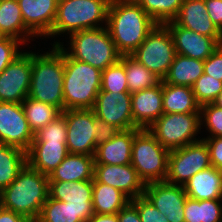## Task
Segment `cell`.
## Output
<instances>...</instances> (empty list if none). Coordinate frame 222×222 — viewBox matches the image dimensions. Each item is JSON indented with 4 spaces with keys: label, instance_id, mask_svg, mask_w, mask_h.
I'll use <instances>...</instances> for the list:
<instances>
[{
    "label": "cell",
    "instance_id": "cell-1",
    "mask_svg": "<svg viewBox=\"0 0 222 222\" xmlns=\"http://www.w3.org/2000/svg\"><path fill=\"white\" fill-rule=\"evenodd\" d=\"M156 26L135 0L110 1L106 27L121 55H131Z\"/></svg>",
    "mask_w": 222,
    "mask_h": 222
},
{
    "label": "cell",
    "instance_id": "cell-21",
    "mask_svg": "<svg viewBox=\"0 0 222 222\" xmlns=\"http://www.w3.org/2000/svg\"><path fill=\"white\" fill-rule=\"evenodd\" d=\"M134 124L147 129L163 114L162 80L155 87L131 93Z\"/></svg>",
    "mask_w": 222,
    "mask_h": 222
},
{
    "label": "cell",
    "instance_id": "cell-34",
    "mask_svg": "<svg viewBox=\"0 0 222 222\" xmlns=\"http://www.w3.org/2000/svg\"><path fill=\"white\" fill-rule=\"evenodd\" d=\"M157 23L172 21L178 14L184 0H135Z\"/></svg>",
    "mask_w": 222,
    "mask_h": 222
},
{
    "label": "cell",
    "instance_id": "cell-46",
    "mask_svg": "<svg viewBox=\"0 0 222 222\" xmlns=\"http://www.w3.org/2000/svg\"><path fill=\"white\" fill-rule=\"evenodd\" d=\"M117 214L118 222H141L137 208L131 201Z\"/></svg>",
    "mask_w": 222,
    "mask_h": 222
},
{
    "label": "cell",
    "instance_id": "cell-37",
    "mask_svg": "<svg viewBox=\"0 0 222 222\" xmlns=\"http://www.w3.org/2000/svg\"><path fill=\"white\" fill-rule=\"evenodd\" d=\"M101 90L108 92H129L124 65L118 61L102 71Z\"/></svg>",
    "mask_w": 222,
    "mask_h": 222
},
{
    "label": "cell",
    "instance_id": "cell-9",
    "mask_svg": "<svg viewBox=\"0 0 222 222\" xmlns=\"http://www.w3.org/2000/svg\"><path fill=\"white\" fill-rule=\"evenodd\" d=\"M175 55L173 39L165 24H157L144 42L131 54L161 80L167 76Z\"/></svg>",
    "mask_w": 222,
    "mask_h": 222
},
{
    "label": "cell",
    "instance_id": "cell-4",
    "mask_svg": "<svg viewBox=\"0 0 222 222\" xmlns=\"http://www.w3.org/2000/svg\"><path fill=\"white\" fill-rule=\"evenodd\" d=\"M64 111L69 109H92L101 90L102 71L88 63L71 58L63 50Z\"/></svg>",
    "mask_w": 222,
    "mask_h": 222
},
{
    "label": "cell",
    "instance_id": "cell-19",
    "mask_svg": "<svg viewBox=\"0 0 222 222\" xmlns=\"http://www.w3.org/2000/svg\"><path fill=\"white\" fill-rule=\"evenodd\" d=\"M25 27L36 36H47L52 31L58 0H17Z\"/></svg>",
    "mask_w": 222,
    "mask_h": 222
},
{
    "label": "cell",
    "instance_id": "cell-35",
    "mask_svg": "<svg viewBox=\"0 0 222 222\" xmlns=\"http://www.w3.org/2000/svg\"><path fill=\"white\" fill-rule=\"evenodd\" d=\"M34 222H83L76 215L73 207L68 202L57 201L48 196L42 206L39 217Z\"/></svg>",
    "mask_w": 222,
    "mask_h": 222
},
{
    "label": "cell",
    "instance_id": "cell-17",
    "mask_svg": "<svg viewBox=\"0 0 222 222\" xmlns=\"http://www.w3.org/2000/svg\"><path fill=\"white\" fill-rule=\"evenodd\" d=\"M94 179L120 190L131 200L144 194L145 184L131 164H95Z\"/></svg>",
    "mask_w": 222,
    "mask_h": 222
},
{
    "label": "cell",
    "instance_id": "cell-43",
    "mask_svg": "<svg viewBox=\"0 0 222 222\" xmlns=\"http://www.w3.org/2000/svg\"><path fill=\"white\" fill-rule=\"evenodd\" d=\"M203 72L222 81V44L204 61Z\"/></svg>",
    "mask_w": 222,
    "mask_h": 222
},
{
    "label": "cell",
    "instance_id": "cell-7",
    "mask_svg": "<svg viewBox=\"0 0 222 222\" xmlns=\"http://www.w3.org/2000/svg\"><path fill=\"white\" fill-rule=\"evenodd\" d=\"M169 153L148 129H141L133 139L131 165L144 184L165 181Z\"/></svg>",
    "mask_w": 222,
    "mask_h": 222
},
{
    "label": "cell",
    "instance_id": "cell-39",
    "mask_svg": "<svg viewBox=\"0 0 222 222\" xmlns=\"http://www.w3.org/2000/svg\"><path fill=\"white\" fill-rule=\"evenodd\" d=\"M200 123L211 133L209 137H222V108L213 103L201 105Z\"/></svg>",
    "mask_w": 222,
    "mask_h": 222
},
{
    "label": "cell",
    "instance_id": "cell-23",
    "mask_svg": "<svg viewBox=\"0 0 222 222\" xmlns=\"http://www.w3.org/2000/svg\"><path fill=\"white\" fill-rule=\"evenodd\" d=\"M27 153V164L49 175L69 154L66 142L32 141Z\"/></svg>",
    "mask_w": 222,
    "mask_h": 222
},
{
    "label": "cell",
    "instance_id": "cell-31",
    "mask_svg": "<svg viewBox=\"0 0 222 222\" xmlns=\"http://www.w3.org/2000/svg\"><path fill=\"white\" fill-rule=\"evenodd\" d=\"M119 61L125 67L129 93L155 87L161 82L158 76L131 55H121Z\"/></svg>",
    "mask_w": 222,
    "mask_h": 222
},
{
    "label": "cell",
    "instance_id": "cell-2",
    "mask_svg": "<svg viewBox=\"0 0 222 222\" xmlns=\"http://www.w3.org/2000/svg\"><path fill=\"white\" fill-rule=\"evenodd\" d=\"M48 190V175L26 164L16 179L0 192L1 206L34 222L47 201Z\"/></svg>",
    "mask_w": 222,
    "mask_h": 222
},
{
    "label": "cell",
    "instance_id": "cell-11",
    "mask_svg": "<svg viewBox=\"0 0 222 222\" xmlns=\"http://www.w3.org/2000/svg\"><path fill=\"white\" fill-rule=\"evenodd\" d=\"M66 118V145L69 153L94 156L96 151V114L92 109H69L61 112Z\"/></svg>",
    "mask_w": 222,
    "mask_h": 222
},
{
    "label": "cell",
    "instance_id": "cell-40",
    "mask_svg": "<svg viewBox=\"0 0 222 222\" xmlns=\"http://www.w3.org/2000/svg\"><path fill=\"white\" fill-rule=\"evenodd\" d=\"M131 202L136 206L141 222H169L144 195L132 199Z\"/></svg>",
    "mask_w": 222,
    "mask_h": 222
},
{
    "label": "cell",
    "instance_id": "cell-20",
    "mask_svg": "<svg viewBox=\"0 0 222 222\" xmlns=\"http://www.w3.org/2000/svg\"><path fill=\"white\" fill-rule=\"evenodd\" d=\"M173 21L188 30L213 37L222 44V32L210 19L204 0H184Z\"/></svg>",
    "mask_w": 222,
    "mask_h": 222
},
{
    "label": "cell",
    "instance_id": "cell-24",
    "mask_svg": "<svg viewBox=\"0 0 222 222\" xmlns=\"http://www.w3.org/2000/svg\"><path fill=\"white\" fill-rule=\"evenodd\" d=\"M183 188L194 200L222 199V172L211 166L194 174Z\"/></svg>",
    "mask_w": 222,
    "mask_h": 222
},
{
    "label": "cell",
    "instance_id": "cell-41",
    "mask_svg": "<svg viewBox=\"0 0 222 222\" xmlns=\"http://www.w3.org/2000/svg\"><path fill=\"white\" fill-rule=\"evenodd\" d=\"M21 44V41L12 37L0 39V73L22 53L18 50Z\"/></svg>",
    "mask_w": 222,
    "mask_h": 222
},
{
    "label": "cell",
    "instance_id": "cell-13",
    "mask_svg": "<svg viewBox=\"0 0 222 222\" xmlns=\"http://www.w3.org/2000/svg\"><path fill=\"white\" fill-rule=\"evenodd\" d=\"M34 139L21 103L0 102V143L27 152Z\"/></svg>",
    "mask_w": 222,
    "mask_h": 222
},
{
    "label": "cell",
    "instance_id": "cell-45",
    "mask_svg": "<svg viewBox=\"0 0 222 222\" xmlns=\"http://www.w3.org/2000/svg\"><path fill=\"white\" fill-rule=\"evenodd\" d=\"M210 19L222 32V0H204Z\"/></svg>",
    "mask_w": 222,
    "mask_h": 222
},
{
    "label": "cell",
    "instance_id": "cell-5",
    "mask_svg": "<svg viewBox=\"0 0 222 222\" xmlns=\"http://www.w3.org/2000/svg\"><path fill=\"white\" fill-rule=\"evenodd\" d=\"M69 36L71 39L68 51L60 42H54L52 46H61L71 58L88 63L100 71L120 60L121 54L117 51L108 28L104 25L100 28L78 31Z\"/></svg>",
    "mask_w": 222,
    "mask_h": 222
},
{
    "label": "cell",
    "instance_id": "cell-15",
    "mask_svg": "<svg viewBox=\"0 0 222 222\" xmlns=\"http://www.w3.org/2000/svg\"><path fill=\"white\" fill-rule=\"evenodd\" d=\"M96 116L120 130L138 128L133 121L131 93L100 90L92 108Z\"/></svg>",
    "mask_w": 222,
    "mask_h": 222
},
{
    "label": "cell",
    "instance_id": "cell-18",
    "mask_svg": "<svg viewBox=\"0 0 222 222\" xmlns=\"http://www.w3.org/2000/svg\"><path fill=\"white\" fill-rule=\"evenodd\" d=\"M165 25L172 36L176 54L205 61L220 45L213 37L188 30L173 20Z\"/></svg>",
    "mask_w": 222,
    "mask_h": 222
},
{
    "label": "cell",
    "instance_id": "cell-47",
    "mask_svg": "<svg viewBox=\"0 0 222 222\" xmlns=\"http://www.w3.org/2000/svg\"><path fill=\"white\" fill-rule=\"evenodd\" d=\"M0 222H31L25 216L15 213L12 210L0 208Z\"/></svg>",
    "mask_w": 222,
    "mask_h": 222
},
{
    "label": "cell",
    "instance_id": "cell-29",
    "mask_svg": "<svg viewBox=\"0 0 222 222\" xmlns=\"http://www.w3.org/2000/svg\"><path fill=\"white\" fill-rule=\"evenodd\" d=\"M131 199L120 190L93 178L92 204L95 214H114L125 207Z\"/></svg>",
    "mask_w": 222,
    "mask_h": 222
},
{
    "label": "cell",
    "instance_id": "cell-30",
    "mask_svg": "<svg viewBox=\"0 0 222 222\" xmlns=\"http://www.w3.org/2000/svg\"><path fill=\"white\" fill-rule=\"evenodd\" d=\"M27 164V153L15 146L0 143V192L9 186Z\"/></svg>",
    "mask_w": 222,
    "mask_h": 222
},
{
    "label": "cell",
    "instance_id": "cell-48",
    "mask_svg": "<svg viewBox=\"0 0 222 222\" xmlns=\"http://www.w3.org/2000/svg\"><path fill=\"white\" fill-rule=\"evenodd\" d=\"M88 222H118V214H93Z\"/></svg>",
    "mask_w": 222,
    "mask_h": 222
},
{
    "label": "cell",
    "instance_id": "cell-22",
    "mask_svg": "<svg viewBox=\"0 0 222 222\" xmlns=\"http://www.w3.org/2000/svg\"><path fill=\"white\" fill-rule=\"evenodd\" d=\"M140 130H120L110 141L98 145L94 154L95 164H131L133 139Z\"/></svg>",
    "mask_w": 222,
    "mask_h": 222
},
{
    "label": "cell",
    "instance_id": "cell-16",
    "mask_svg": "<svg viewBox=\"0 0 222 222\" xmlns=\"http://www.w3.org/2000/svg\"><path fill=\"white\" fill-rule=\"evenodd\" d=\"M48 193L49 197L54 200L68 202V205L73 207L76 215H79L83 222H88V219L94 214L93 180L49 181Z\"/></svg>",
    "mask_w": 222,
    "mask_h": 222
},
{
    "label": "cell",
    "instance_id": "cell-28",
    "mask_svg": "<svg viewBox=\"0 0 222 222\" xmlns=\"http://www.w3.org/2000/svg\"><path fill=\"white\" fill-rule=\"evenodd\" d=\"M204 61L176 54L170 66L165 83L193 87L196 80L204 73Z\"/></svg>",
    "mask_w": 222,
    "mask_h": 222
},
{
    "label": "cell",
    "instance_id": "cell-38",
    "mask_svg": "<svg viewBox=\"0 0 222 222\" xmlns=\"http://www.w3.org/2000/svg\"><path fill=\"white\" fill-rule=\"evenodd\" d=\"M66 138V118L61 113L53 121L48 123L44 128H41L36 133H34L33 141L66 142Z\"/></svg>",
    "mask_w": 222,
    "mask_h": 222
},
{
    "label": "cell",
    "instance_id": "cell-12",
    "mask_svg": "<svg viewBox=\"0 0 222 222\" xmlns=\"http://www.w3.org/2000/svg\"><path fill=\"white\" fill-rule=\"evenodd\" d=\"M32 77V52H22L0 73V102L22 103Z\"/></svg>",
    "mask_w": 222,
    "mask_h": 222
},
{
    "label": "cell",
    "instance_id": "cell-14",
    "mask_svg": "<svg viewBox=\"0 0 222 222\" xmlns=\"http://www.w3.org/2000/svg\"><path fill=\"white\" fill-rule=\"evenodd\" d=\"M169 222H185L184 206L187 194L183 185L171 184L166 181L145 184L143 194Z\"/></svg>",
    "mask_w": 222,
    "mask_h": 222
},
{
    "label": "cell",
    "instance_id": "cell-42",
    "mask_svg": "<svg viewBox=\"0 0 222 222\" xmlns=\"http://www.w3.org/2000/svg\"><path fill=\"white\" fill-rule=\"evenodd\" d=\"M93 127L95 128L96 146L110 141L120 131L115 125L109 124L97 116L93 120Z\"/></svg>",
    "mask_w": 222,
    "mask_h": 222
},
{
    "label": "cell",
    "instance_id": "cell-36",
    "mask_svg": "<svg viewBox=\"0 0 222 222\" xmlns=\"http://www.w3.org/2000/svg\"><path fill=\"white\" fill-rule=\"evenodd\" d=\"M196 102L201 106L213 103L222 91V81L210 75L202 74L192 87Z\"/></svg>",
    "mask_w": 222,
    "mask_h": 222
},
{
    "label": "cell",
    "instance_id": "cell-49",
    "mask_svg": "<svg viewBox=\"0 0 222 222\" xmlns=\"http://www.w3.org/2000/svg\"><path fill=\"white\" fill-rule=\"evenodd\" d=\"M213 104L222 108V91L220 94L216 97V99L213 101Z\"/></svg>",
    "mask_w": 222,
    "mask_h": 222
},
{
    "label": "cell",
    "instance_id": "cell-3",
    "mask_svg": "<svg viewBox=\"0 0 222 222\" xmlns=\"http://www.w3.org/2000/svg\"><path fill=\"white\" fill-rule=\"evenodd\" d=\"M64 59L61 46L44 54L32 52V77L28 97L64 111Z\"/></svg>",
    "mask_w": 222,
    "mask_h": 222
},
{
    "label": "cell",
    "instance_id": "cell-44",
    "mask_svg": "<svg viewBox=\"0 0 222 222\" xmlns=\"http://www.w3.org/2000/svg\"><path fill=\"white\" fill-rule=\"evenodd\" d=\"M209 149L211 165L222 172V137L202 138Z\"/></svg>",
    "mask_w": 222,
    "mask_h": 222
},
{
    "label": "cell",
    "instance_id": "cell-8",
    "mask_svg": "<svg viewBox=\"0 0 222 222\" xmlns=\"http://www.w3.org/2000/svg\"><path fill=\"white\" fill-rule=\"evenodd\" d=\"M147 129L164 148L172 151L199 141L195 136L202 129L200 113H163Z\"/></svg>",
    "mask_w": 222,
    "mask_h": 222
},
{
    "label": "cell",
    "instance_id": "cell-25",
    "mask_svg": "<svg viewBox=\"0 0 222 222\" xmlns=\"http://www.w3.org/2000/svg\"><path fill=\"white\" fill-rule=\"evenodd\" d=\"M94 165V156L69 153L48 175L49 181L93 180Z\"/></svg>",
    "mask_w": 222,
    "mask_h": 222
},
{
    "label": "cell",
    "instance_id": "cell-10",
    "mask_svg": "<svg viewBox=\"0 0 222 222\" xmlns=\"http://www.w3.org/2000/svg\"><path fill=\"white\" fill-rule=\"evenodd\" d=\"M209 149L200 139L184 147L170 151L166 182L184 185L194 174L211 167Z\"/></svg>",
    "mask_w": 222,
    "mask_h": 222
},
{
    "label": "cell",
    "instance_id": "cell-27",
    "mask_svg": "<svg viewBox=\"0 0 222 222\" xmlns=\"http://www.w3.org/2000/svg\"><path fill=\"white\" fill-rule=\"evenodd\" d=\"M0 33L26 44L35 37L26 27L17 0H0Z\"/></svg>",
    "mask_w": 222,
    "mask_h": 222
},
{
    "label": "cell",
    "instance_id": "cell-6",
    "mask_svg": "<svg viewBox=\"0 0 222 222\" xmlns=\"http://www.w3.org/2000/svg\"><path fill=\"white\" fill-rule=\"evenodd\" d=\"M110 1L58 0L54 25L48 36L100 28V24L104 22L106 25Z\"/></svg>",
    "mask_w": 222,
    "mask_h": 222
},
{
    "label": "cell",
    "instance_id": "cell-26",
    "mask_svg": "<svg viewBox=\"0 0 222 222\" xmlns=\"http://www.w3.org/2000/svg\"><path fill=\"white\" fill-rule=\"evenodd\" d=\"M163 113H200L193 89L188 86L165 83L162 80Z\"/></svg>",
    "mask_w": 222,
    "mask_h": 222
},
{
    "label": "cell",
    "instance_id": "cell-32",
    "mask_svg": "<svg viewBox=\"0 0 222 222\" xmlns=\"http://www.w3.org/2000/svg\"><path fill=\"white\" fill-rule=\"evenodd\" d=\"M222 199H186L184 206L185 222H222Z\"/></svg>",
    "mask_w": 222,
    "mask_h": 222
},
{
    "label": "cell",
    "instance_id": "cell-33",
    "mask_svg": "<svg viewBox=\"0 0 222 222\" xmlns=\"http://www.w3.org/2000/svg\"><path fill=\"white\" fill-rule=\"evenodd\" d=\"M21 105L33 133L44 128L61 114V111L54 105L31 99L30 97H26Z\"/></svg>",
    "mask_w": 222,
    "mask_h": 222
}]
</instances>
